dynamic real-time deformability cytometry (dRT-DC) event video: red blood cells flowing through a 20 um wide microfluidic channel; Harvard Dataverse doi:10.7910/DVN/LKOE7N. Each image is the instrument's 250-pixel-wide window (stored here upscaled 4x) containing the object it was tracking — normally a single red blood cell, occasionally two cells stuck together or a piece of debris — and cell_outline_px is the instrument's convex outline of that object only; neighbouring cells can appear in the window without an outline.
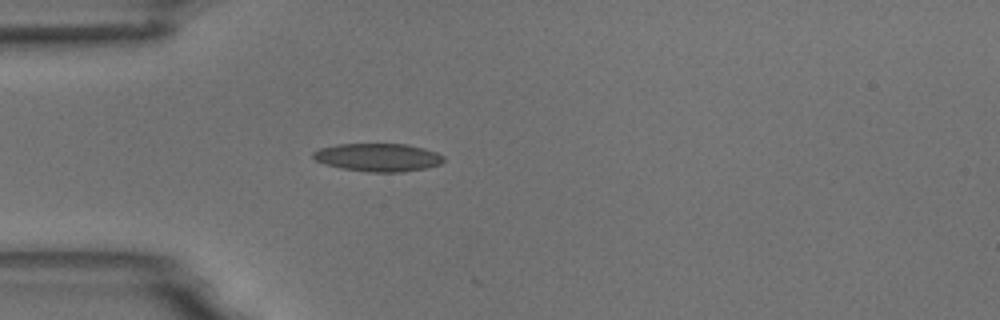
{"species": "common noctule bat (a hibernating species)", "species_latin": "Nyctalus noctula", "temperature_condition": "room temperature", "stored_images_in_passage": 5, "camera_frame_rate_fps": 3000, "um_per_image_px": 0.085, "animal": {"sex": "male", "body_mass_g": 18.8}, "frame": {"image": 1, "passage_image": 5, "time_ms": 4.667, "image_size_px": [1000, 320], "cell_outline_px": [[444, 160], [440, 164], [424, 168], [400, 172], [368, 172], [340, 168], [316, 160], [312, 156], [312, 152], [320, 148], [336, 144], [408, 144], [424, 148], [436, 152], [444, 156]], "centroid_in_image_um": [32.13, 13.37], "position_along_channel_um": 52.9, "area_um2": 21.27}}